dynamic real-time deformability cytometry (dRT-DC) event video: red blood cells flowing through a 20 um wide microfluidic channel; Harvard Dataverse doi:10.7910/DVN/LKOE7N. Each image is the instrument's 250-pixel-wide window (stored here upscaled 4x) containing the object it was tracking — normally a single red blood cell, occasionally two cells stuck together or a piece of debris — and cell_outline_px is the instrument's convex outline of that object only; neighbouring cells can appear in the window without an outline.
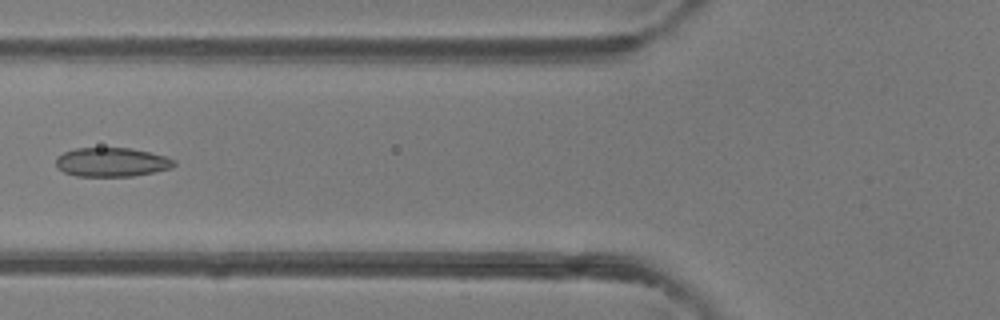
{"species": "common noctule bat (a hibernating species)", "species_latin": "Nyctalus noctula", "temperature_condition": "room temperature", "stored_images_in_passage": 5, "camera_frame_rate_fps": 3000, "um_per_image_px": 0.085, "animal": {"sex": "female"}, "frame": {"image": 1, "passage_image": 5, "time_ms": 1.333, "image_size_px": [1000, 320], "cell_outline_px": [[176, 164], [172, 168], [132, 176], [76, 176], [64, 172], [56, 168], [56, 156], [64, 152], [76, 148], [132, 148], [168, 156], [176, 160]], "centroid_in_image_um": [9.5, 13.78], "position_along_channel_um": 116.3, "area_um2": 20.17}}